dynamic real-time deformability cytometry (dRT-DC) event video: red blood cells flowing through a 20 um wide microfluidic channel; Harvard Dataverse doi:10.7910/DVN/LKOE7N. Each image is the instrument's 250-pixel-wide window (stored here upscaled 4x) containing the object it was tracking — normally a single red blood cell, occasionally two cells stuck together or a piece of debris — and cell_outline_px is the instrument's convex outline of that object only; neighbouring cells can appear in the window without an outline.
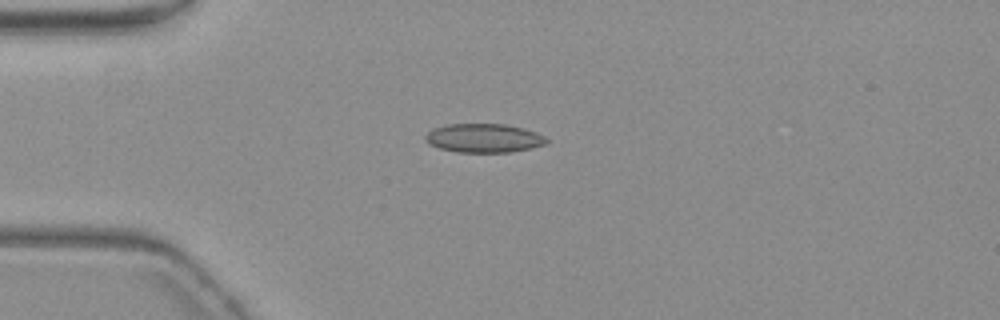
{"species": "common noctule bat (a hibernating species)", "species_latin": "Nyctalus noctula", "temperature_condition": "warm", "stored_images_in_passage": 1, "camera_frame_rate_fps": 3000, "um_per_image_px": 0.085, "animal": {"sex": "female", "body_mass_g": 19.3, "forearm_length_mm": 54.1}, "frame": {"image": 1, "passage_image": 1, "time_ms": 0.0, "image_size_px": [1000, 320], "cell_outline_px": [[548, 140], [544, 144], [532, 148], [512, 152], [456, 152], [440, 148], [428, 144], [424, 140], [424, 136], [432, 128], [448, 124], [504, 124], [524, 128], [536, 132], [544, 136]], "centroid_in_image_um": [41.1, 11.74], "position_along_channel_um": 43.9, "area_um2": 20.46}}